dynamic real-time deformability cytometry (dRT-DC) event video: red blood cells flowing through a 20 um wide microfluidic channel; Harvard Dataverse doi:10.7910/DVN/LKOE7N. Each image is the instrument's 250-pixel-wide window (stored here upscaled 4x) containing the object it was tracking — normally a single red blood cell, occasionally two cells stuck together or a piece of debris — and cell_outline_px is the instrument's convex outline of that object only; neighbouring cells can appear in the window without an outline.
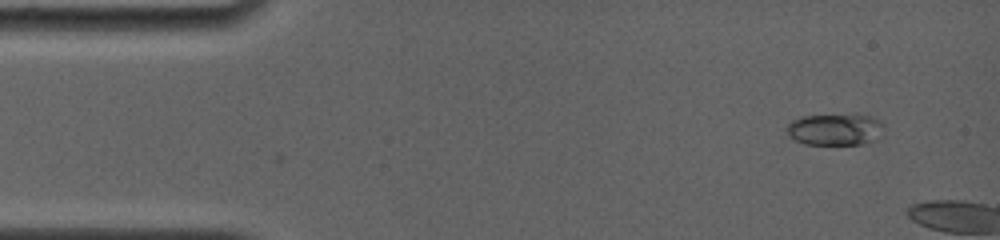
{"species": "common noctule bat (a hibernating species)", "species_latin": "Nyctalus noctula", "temperature_condition": "room temperature", "stored_images_in_passage": 2, "camera_frame_rate_fps": 4000, "um_per_image_px": 0.085, "animal": {"sex": "female", "body_mass_g": 19.0, "forearm_length_mm": 56.7}, "frame": {"image": 1, "passage_image": 1, "time_ms": 0.0, "image_size_px": [1000, 240], "cell_outline_px": [[884, 124], [876, 140], [864, 144], [804, 144], [788, 136], [784, 128], [792, 120], [804, 116], [868, 116], [880, 120]], "centroid_in_image_um": [70.93, 11.03], "position_along_channel_um": 14.1, "area_um2": 17.57}}